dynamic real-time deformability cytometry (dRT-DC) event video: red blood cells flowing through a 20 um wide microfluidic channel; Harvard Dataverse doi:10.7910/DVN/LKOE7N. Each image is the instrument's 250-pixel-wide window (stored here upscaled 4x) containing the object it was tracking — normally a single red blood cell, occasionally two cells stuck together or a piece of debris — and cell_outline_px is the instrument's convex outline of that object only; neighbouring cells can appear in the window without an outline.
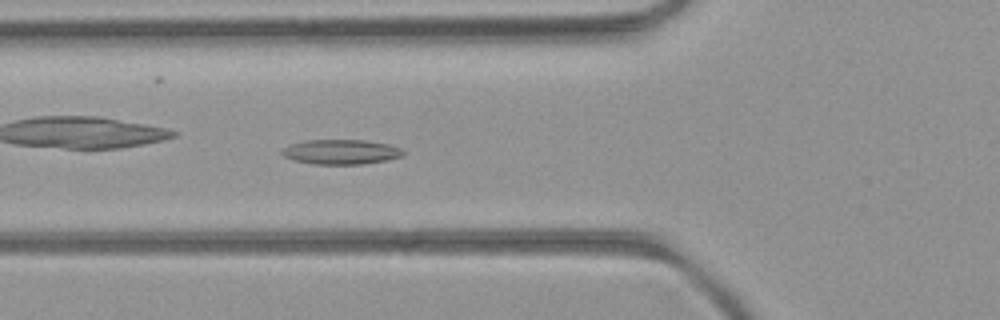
{"species": "common noctule bat (a hibernating species)", "species_latin": "Nyctalus noctula", "temperature_condition": "room temperature", "stored_images_in_passage": 50, "camera_frame_rate_fps": 3000, "um_per_image_px": 0.085, "animal": {"sex": "female", "body_mass_g": 21.9}, "frame": {"image": 1, "passage_image": 18, "time_ms": 5.667, "image_size_px": [1000, 320], "cell_outline_px": [[408, 152], [400, 156], [388, 160], [364, 164], [312, 164], [292, 160], [284, 156], [280, 152], [288, 144], [304, 140], [364, 140], [388, 144], [400, 148]], "centroid_in_image_um": [28.97, 12.91], "position_along_channel_um": 96.8, "area_um2": 17.69}}
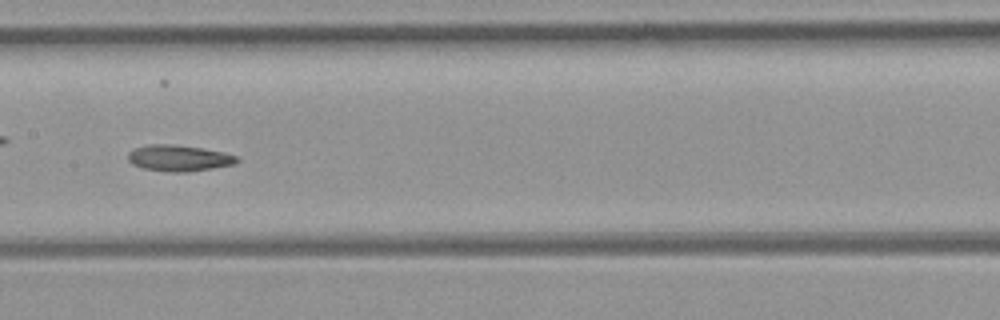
{"frame": {"image": 2, "passage_image": 25, "time_ms": 8.0, "image_size_px": [1000, 320], "cell_outline_px": [[240, 160], [236, 164], [188, 172], [172, 172], [144, 168], [132, 164], [128, 160], [128, 152], [132, 148], [148, 144], [172, 144], [200, 148], [224, 152], [236, 156]], "centroid_in_image_um": [15.19, 13.43], "position_along_channel_um": 192.2, "area_um2": 16.65}}
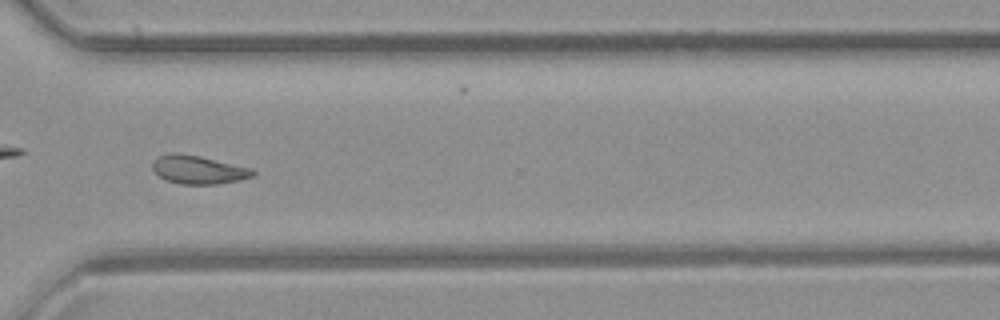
{"frame": {"image": 3, "passage_image": 37, "time_ms": 12.0, "image_size_px": [1000, 320], "cell_outline_px": [[256, 172], [252, 176], [240, 180], [216, 184], [180, 184], [168, 180], [160, 176], [152, 168], [152, 160], [156, 156], [172, 152], [176, 152], [200, 156], [252, 168]], "centroid_in_image_um": [16.84, 14.41], "position_along_channel_um": 353.8, "area_um2": 16.65}, "authors_computed_cell_mechanics": {"area_um2": 17.3978, "velocity_mm_per_s": 4.0586, "shape_relaxation_time_tau1_ms": null, "shape_relaxation_time_tau2_ms": 5.7338, "deformation_change_tau1": null, "deformation_change_tau2": 0.1179}}